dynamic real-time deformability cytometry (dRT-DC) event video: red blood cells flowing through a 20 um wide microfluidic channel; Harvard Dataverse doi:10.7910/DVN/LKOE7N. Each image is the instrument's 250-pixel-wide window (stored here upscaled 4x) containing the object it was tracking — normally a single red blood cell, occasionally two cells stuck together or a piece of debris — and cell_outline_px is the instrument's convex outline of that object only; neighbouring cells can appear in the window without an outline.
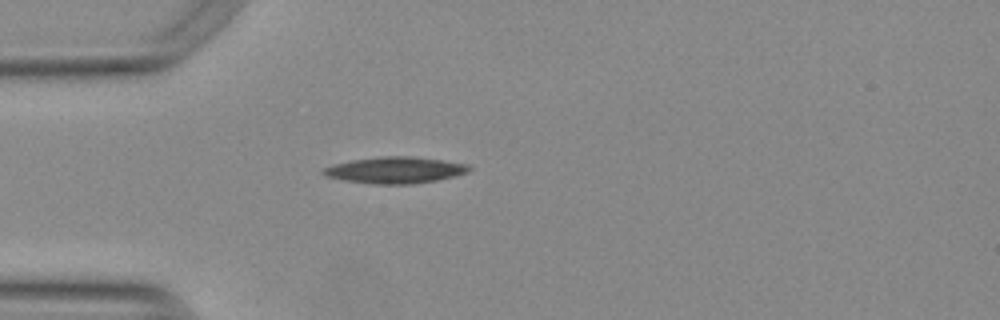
{"species": "Egyptian fruit bat (a non-hibernating species)", "species_latin": "Rousettus aegyptiacus", "temperature_condition": "warm", "stored_images_in_passage": 40, "camera_frame_rate_fps": 3000, "um_per_image_px": 0.085, "animal": {"sex": "female"}, "frame": {"image": 1, "passage_image": 1, "time_ms": 0.0, "image_size_px": [1000, 320], "cell_outline_px": [[472, 168], [468, 172], [436, 180], [412, 184], [372, 184], [344, 180], [324, 176], [320, 172], [324, 168], [336, 164], [352, 160], [384, 156], [408, 156], [440, 160], [468, 164]], "centroid_in_image_um": [33.56, 14.46], "position_along_channel_um": 51.4, "area_um2": 22.2}}
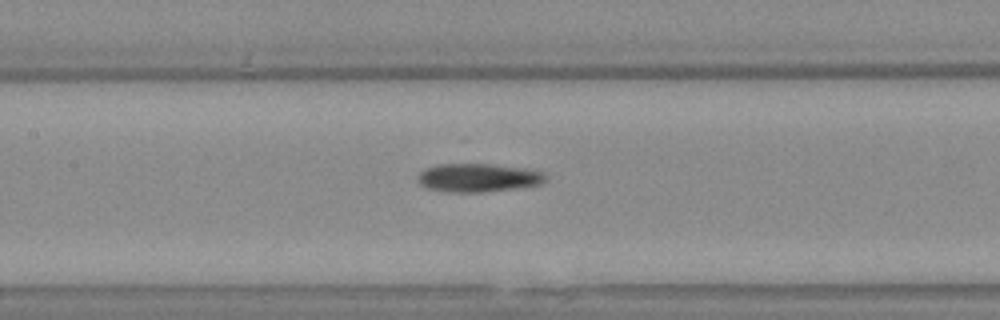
{"frame": {"image": 2, "passage_image": 11, "time_ms": 3.333, "image_size_px": [1000, 320], "cell_outline_px": [[548, 176], [540, 184], [512, 188], [480, 192], [444, 192], [428, 188], [420, 184], [416, 180], [416, 176], [424, 168], [440, 164], [492, 164], [520, 168], [544, 172]], "centroid_in_image_um": [40.57, 15.1], "position_along_channel_um": 166.8, "area_um2": 21.04}}
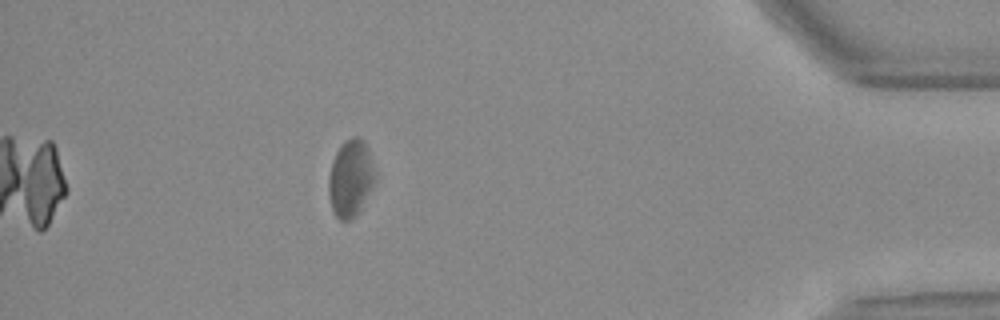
{"frame": {"image": 3, "passage_image": 34, "time_ms": 11.0, "image_size_px": [1000, 320], "cell_outline_px": [[376, 180], [372, 188], [356, 216], [348, 220], [340, 220], [336, 216], [332, 208], [328, 192], [328, 176], [332, 160], [336, 152], [344, 140], [352, 136], [356, 136], [364, 140], [368, 148], [376, 172]], "centroid_in_image_um": [29.81, 15.12], "position_along_channel_um": 405.4, "area_um2": 21.1}}